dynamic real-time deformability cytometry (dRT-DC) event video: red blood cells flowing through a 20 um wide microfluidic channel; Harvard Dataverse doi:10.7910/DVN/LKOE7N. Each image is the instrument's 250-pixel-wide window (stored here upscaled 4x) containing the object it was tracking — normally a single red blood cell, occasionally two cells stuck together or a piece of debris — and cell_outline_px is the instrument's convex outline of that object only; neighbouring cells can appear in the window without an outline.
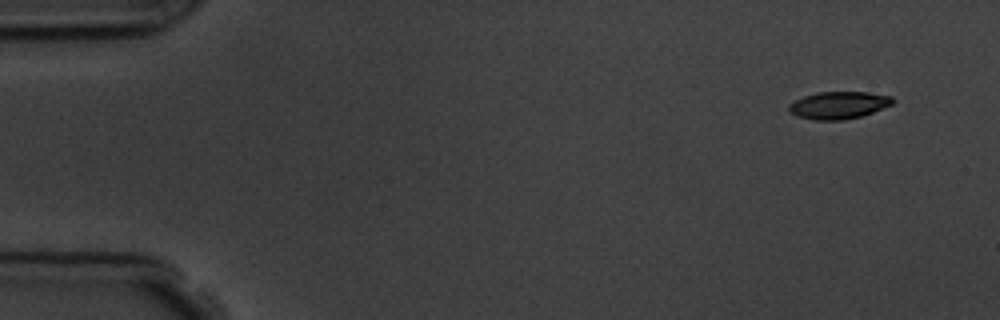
{"species": "common noctule bat (a hibernating species)", "species_latin": "Nyctalus noctula", "temperature_condition": "room temperature", "stored_images_in_passage": 5, "camera_frame_rate_fps": 3000, "um_per_image_px": 0.085, "animal": {"sex": "male", "body_mass_g": 19.5, "forearm_length_mm": 54.6}, "frame": {"image": 1, "passage_image": 1, "time_ms": 0.0, "image_size_px": [1000, 320], "cell_outline_px": [[896, 100], [892, 104], [872, 112], [860, 116], [844, 120], [816, 120], [796, 116], [788, 112], [788, 104], [804, 96], [816, 92], [868, 92], [892, 96]], "centroid_in_image_um": [71.27, 8.93], "position_along_channel_um": 13.7, "area_um2": 16.59}}
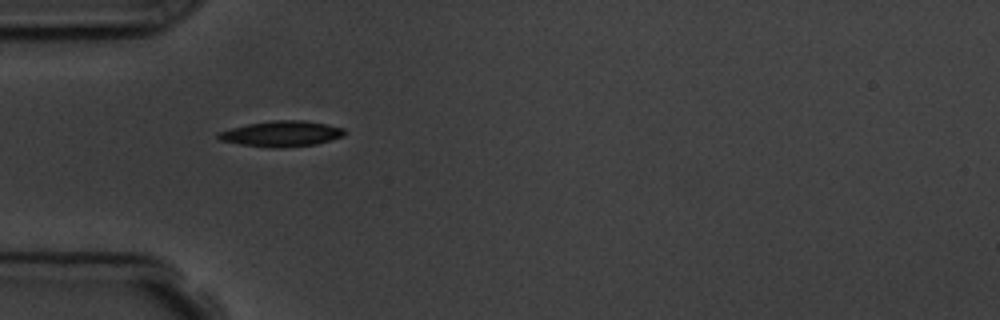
{"frame": {"image": 2, "passage_image": 4, "time_ms": 4.333, "image_size_px": [1000, 320], "cell_outline_px": [[344, 136], [316, 144], [284, 148], [268, 148], [240, 144], [220, 140], [216, 136], [220, 132], [232, 128], [248, 124], [272, 120], [304, 120], [344, 128]], "centroid_in_image_um": [23.93, 11.38], "position_along_channel_um": 61.1, "area_um2": 18.79}}